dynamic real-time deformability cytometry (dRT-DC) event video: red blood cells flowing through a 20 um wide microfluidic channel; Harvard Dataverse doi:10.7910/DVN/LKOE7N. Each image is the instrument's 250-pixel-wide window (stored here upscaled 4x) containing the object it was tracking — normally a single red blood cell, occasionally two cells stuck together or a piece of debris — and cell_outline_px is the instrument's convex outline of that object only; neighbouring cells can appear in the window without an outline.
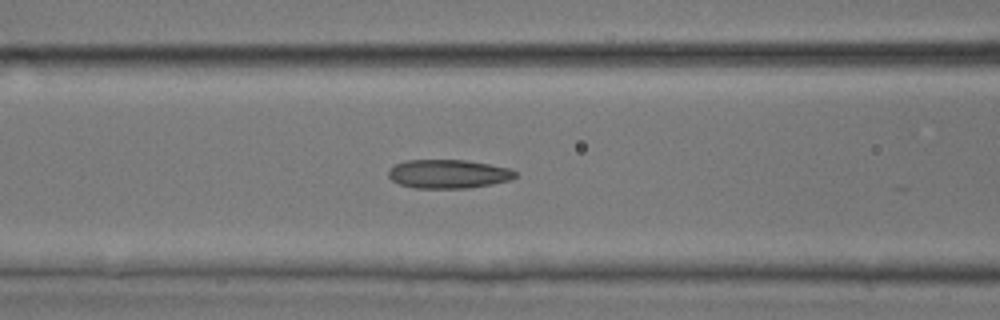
{"species": "common noctule bat (a hibernating species)", "species_latin": "Nyctalus noctula", "temperature_condition": "room temperature", "stored_images_in_passage": 26, "camera_frame_rate_fps": 3000, "um_per_image_px": 0.085, "animal": {"sex": "male", "body_mass_g": 17.9, "forearm_length_mm": 54.2}, "frame": {"image": 1, "passage_image": 18, "time_ms": 5.667, "image_size_px": [1000, 320], "cell_outline_px": [[516, 176], [512, 180], [492, 184], [468, 188], [416, 188], [400, 184], [392, 180], [388, 176], [388, 168], [404, 160], [468, 160], [508, 168], [516, 172]], "centroid_in_image_um": [38.09, 14.78], "position_along_channel_um": 128.5, "area_um2": 21.33}}
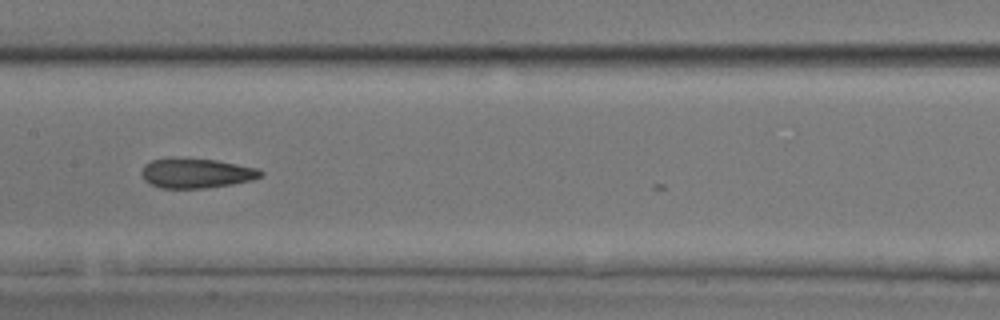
{"frame": {"image": 2, "passage_image": 22, "time_ms": 7.0, "image_size_px": [1000, 320], "cell_outline_px": [[264, 172], [260, 176], [252, 180], [232, 184], [204, 188], [160, 188], [148, 184], [144, 180], [140, 172], [144, 164], [152, 160], [172, 156], [216, 160], [256, 168]], "centroid_in_image_um": [16.6, 14.7], "position_along_channel_um": 190.8, "area_um2": 20.98}}